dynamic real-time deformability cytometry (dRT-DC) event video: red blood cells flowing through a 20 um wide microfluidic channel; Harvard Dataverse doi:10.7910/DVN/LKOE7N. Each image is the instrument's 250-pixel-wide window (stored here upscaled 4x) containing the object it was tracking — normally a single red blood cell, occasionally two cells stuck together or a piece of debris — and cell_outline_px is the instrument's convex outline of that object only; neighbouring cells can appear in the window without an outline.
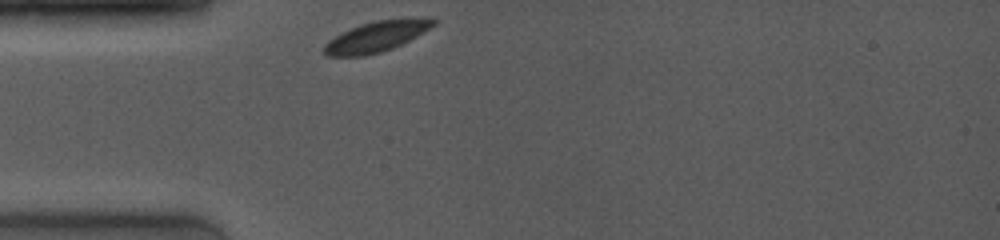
{"species": "common noctule bat (a hibernating species)", "species_latin": "Nyctalus noctula", "temperature_condition": "room temperature", "stored_images_in_passage": 7, "camera_frame_rate_fps": 4000, "um_per_image_px": 0.085, "animal": {"sex": "female", "body_mass_g": 19.0, "forearm_length_mm": 53.3}, "frame": {"image": 1, "passage_image": 1, "time_ms": 0.0, "image_size_px": [1000, 240], "cell_outline_px": [[436, 24], [416, 36], [392, 48], [380, 52], [364, 56], [328, 56], [324, 52], [324, 44], [328, 40], [360, 24], [376, 20], [428, 16], [432, 16], [436, 20]], "centroid_in_image_um": [32.05, 3.08], "position_along_channel_um": 53.0, "area_um2": 19.42}}
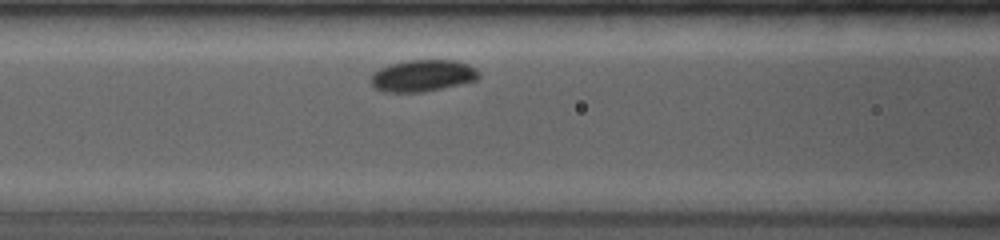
{"frame": {"image": 2, "passage_image": 5, "time_ms": 2.25, "image_size_px": [1000, 240], "cell_outline_px": [[480, 76], [476, 80], [424, 92], [384, 92], [376, 88], [368, 80], [372, 72], [388, 64], [408, 60], [456, 60], [468, 64], [476, 68], [480, 72]], "centroid_in_image_um": [35.9, 6.42], "position_along_channel_um": 130.7, "area_um2": 20.17}}